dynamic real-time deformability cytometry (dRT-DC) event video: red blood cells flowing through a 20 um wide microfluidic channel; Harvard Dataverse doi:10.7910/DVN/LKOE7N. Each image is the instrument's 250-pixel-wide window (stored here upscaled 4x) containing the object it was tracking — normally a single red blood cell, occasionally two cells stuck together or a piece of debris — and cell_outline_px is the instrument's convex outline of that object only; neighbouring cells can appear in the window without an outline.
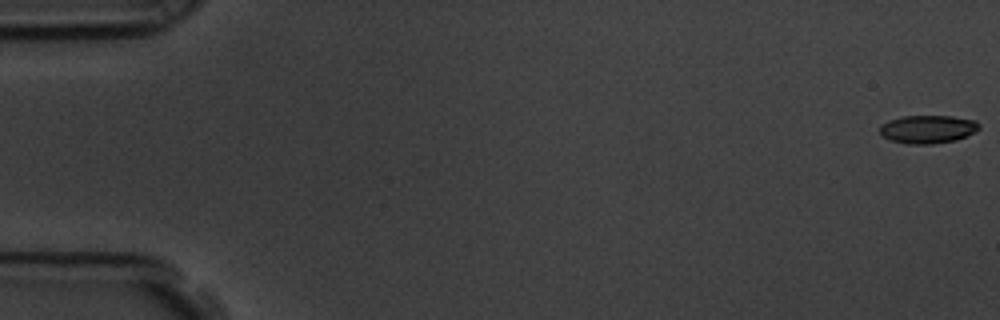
{"species": "common noctule bat (a hibernating species)", "species_latin": "Nyctalus noctula", "temperature_condition": "room temperature", "stored_images_in_passage": 58, "camera_frame_rate_fps": 3000, "um_per_image_px": 0.085, "animal": {"sex": "male", "body_mass_g": 19.5, "forearm_length_mm": 54.6}, "frame": {"image": 1, "passage_image": 1, "time_ms": 0.0, "image_size_px": [1000, 320], "cell_outline_px": [[980, 128], [976, 132], [956, 140], [932, 144], [908, 144], [888, 140], [880, 132], [880, 124], [888, 120], [904, 116], [952, 116], [976, 120], [980, 124]], "centroid_in_image_um": [78.87, 10.98], "position_along_channel_um": 6.1, "area_um2": 16.47}}
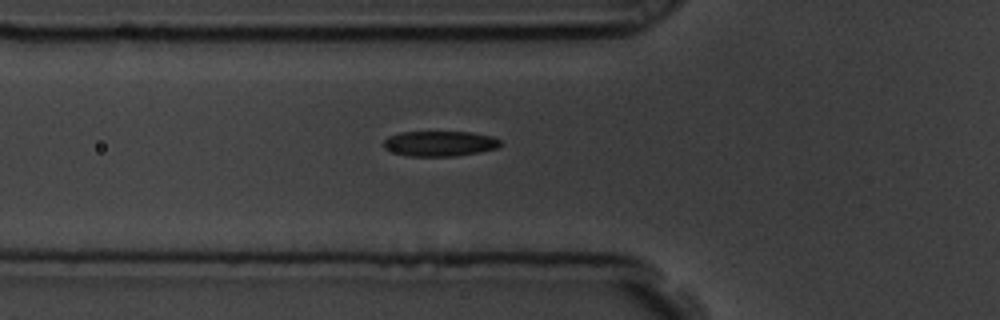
{"frame": {"image": 2, "passage_image": 21, "time_ms": 6.667, "image_size_px": [1000, 320], "cell_outline_px": [[500, 144], [496, 148], [456, 156], [408, 156], [384, 148], [384, 140], [388, 136], [400, 132], [472, 132], [492, 136], [500, 140]], "centroid_in_image_um": [37.36, 12.19], "position_along_channel_um": 88.4, "area_um2": 16.99}}
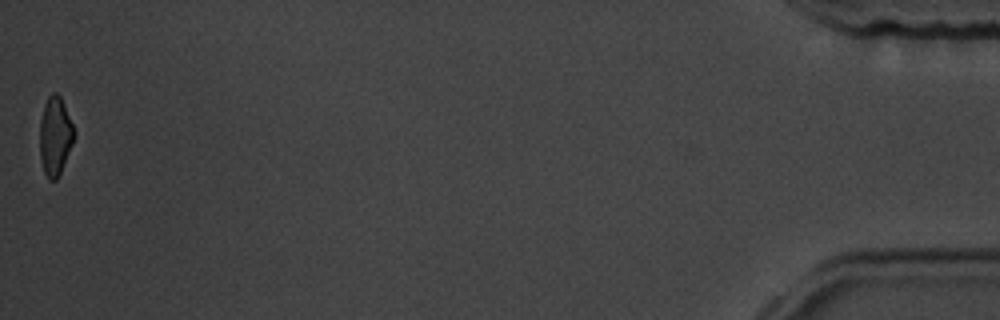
{"frame": {"image": 3, "passage_image": 58, "time_ms": 19.0, "image_size_px": [1000, 320], "cell_outline_px": [[76, 136], [60, 172], [56, 180], [48, 180], [44, 172], [40, 160], [40, 120], [44, 104], [48, 96], [52, 92], [56, 92], [60, 96], [76, 132]], "centroid_in_image_um": [4.68, 11.56], "position_along_channel_um": 430.5, "area_um2": 15.78}, "authors_computed_cell_mechanics": {"area_um2": 17.0221, "velocity_mm_per_s": 3.5644, "shape_relaxation_time_tau1_ms": 5.7786, "shape_relaxation_time_tau2_ms": 1.8798, "deformation_change_tau1": 0.1496, "deformation_change_tau2": 0.0659}}